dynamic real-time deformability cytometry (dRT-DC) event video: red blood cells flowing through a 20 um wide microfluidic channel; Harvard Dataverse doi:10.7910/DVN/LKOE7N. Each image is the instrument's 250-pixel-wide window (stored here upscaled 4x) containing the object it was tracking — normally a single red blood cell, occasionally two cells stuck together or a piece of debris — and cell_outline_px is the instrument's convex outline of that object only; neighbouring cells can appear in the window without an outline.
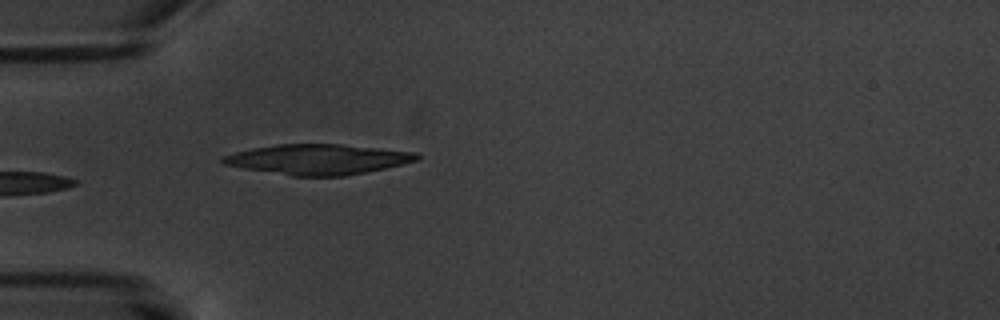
{"species": "common noctule bat (a hibernating species)", "species_latin": "Nyctalus noctula", "temperature_condition": "warm", "stored_images_in_passage": 6, "camera_frame_rate_fps": 3000, "um_per_image_px": 0.085, "animal": {"sex": "male", "body_mass_g": 20.1, "forearm_length_mm": 53.5}, "frame": {"image": 1, "passage_image": 6, "time_ms": 6.0, "image_size_px": [1000, 320], "cell_outline_px": [[420, 156], [416, 160], [384, 168], [344, 176], [292, 176], [244, 168], [224, 164], [220, 160], [224, 156], [236, 152], [252, 148], [276, 144], [340, 144], [416, 152]], "centroid_in_image_um": [27.0, 13.54], "position_along_channel_um": 58.0, "area_um2": 33.76}}